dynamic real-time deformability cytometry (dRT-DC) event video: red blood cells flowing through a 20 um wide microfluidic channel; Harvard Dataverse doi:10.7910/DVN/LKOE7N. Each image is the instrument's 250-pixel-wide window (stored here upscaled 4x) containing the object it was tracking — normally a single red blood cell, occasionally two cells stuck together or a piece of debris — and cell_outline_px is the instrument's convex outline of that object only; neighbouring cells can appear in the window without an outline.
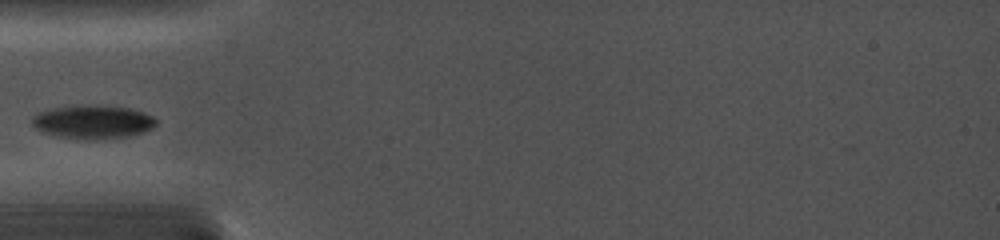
{"species": "common noctule bat (a hibernating species)", "species_latin": "Nyctalus noctula", "temperature_condition": "cold", "stored_images_in_passage": 23, "camera_frame_rate_fps": 5000, "um_per_image_px": 0.085, "animal": {"sex": "female", "body_mass_g": 19.0, "forearm_length_mm": 56.7}, "frame": {"image": 1, "passage_image": 1, "time_ms": 0.0, "image_size_px": [1000, 240], "cell_outline_px": [[156, 124], [152, 128], [144, 132], [128, 136], [88, 140], [56, 136], [44, 132], [36, 128], [32, 124], [32, 116], [40, 112], [52, 108], [76, 104], [96, 104], [132, 108], [144, 112], [152, 116], [156, 120]], "centroid_in_image_um": [7.89, 10.34], "position_along_channel_um": 77.1, "area_um2": 24.57}}
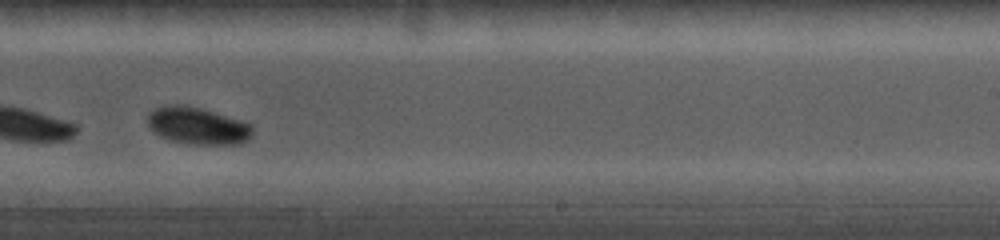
{"frame": {"image": 2, "passage_image": 14, "time_ms": 5.0, "image_size_px": [1000, 240], "cell_outline_px": [[252, 136], [248, 140], [240, 144], [188, 144], [172, 140], [160, 136], [148, 124], [148, 112], [164, 104], [184, 104], [200, 108], [240, 120], [252, 124]], "centroid_in_image_um": [16.8, 10.68], "position_along_channel_um": 272.2, "area_um2": 22.66}, "authors_computed_cell_mechanics": {"area_um2": 23.8136, "velocity_mm_per_s": 3.8982, "shape_relaxation_time_tau1_ms": 1.2049, "shape_relaxation_time_tau2_ms": null, "deformation_change_tau1": 0.0235, "deformation_change_tau2": null}}